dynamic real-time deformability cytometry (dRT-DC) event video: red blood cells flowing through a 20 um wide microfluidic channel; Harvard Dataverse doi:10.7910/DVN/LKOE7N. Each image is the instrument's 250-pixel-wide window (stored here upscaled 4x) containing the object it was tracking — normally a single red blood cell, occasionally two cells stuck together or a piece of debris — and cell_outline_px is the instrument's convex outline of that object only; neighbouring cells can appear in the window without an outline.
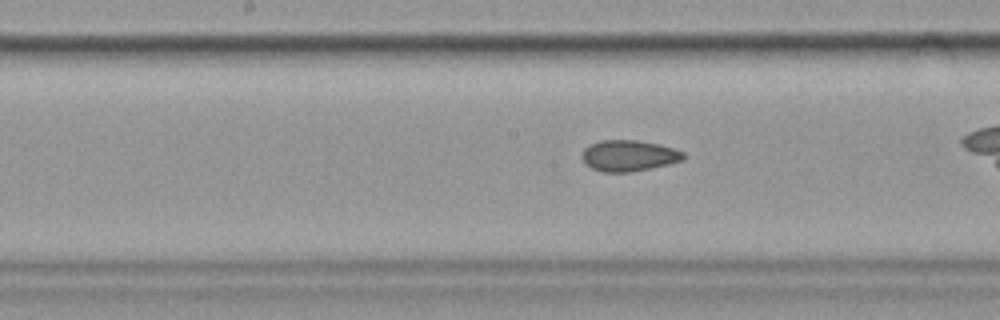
{"species": "common noctule bat (a hibernating species)", "species_latin": "Nyctalus noctula", "temperature_condition": "cold", "stored_images_in_passage": 24, "camera_frame_rate_fps": 3000, "um_per_image_px": 0.085, "animal": {"sex": "female", "body_mass_g": 19.9}, "frame": {"image": 1, "passage_image": 21, "time_ms": 6.667, "image_size_px": [1000, 320], "cell_outline_px": [[684, 160], [668, 164], [632, 172], [604, 172], [592, 168], [584, 164], [580, 156], [584, 148], [600, 140], [636, 140], [656, 144], [672, 148], [684, 152]], "centroid_in_image_um": [53.4, 13.24], "position_along_channel_um": 194.8, "area_um2": 18.32}}